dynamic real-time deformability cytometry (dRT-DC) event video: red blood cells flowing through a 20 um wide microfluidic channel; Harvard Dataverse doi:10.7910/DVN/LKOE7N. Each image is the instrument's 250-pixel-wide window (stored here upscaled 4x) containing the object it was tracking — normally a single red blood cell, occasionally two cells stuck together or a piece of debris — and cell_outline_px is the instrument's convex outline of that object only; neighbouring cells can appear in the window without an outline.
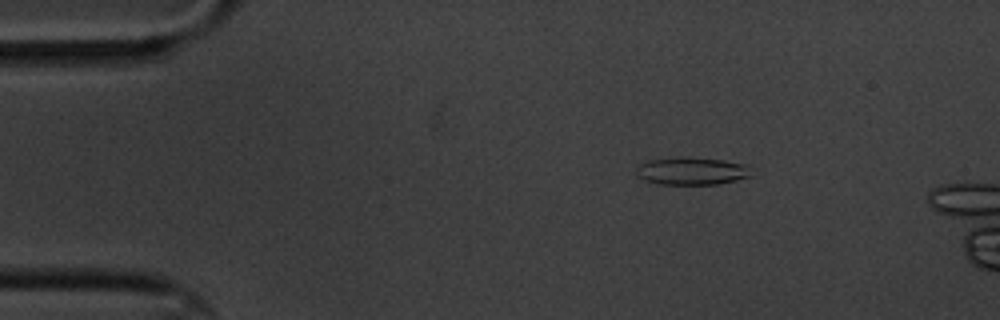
{"species": "common noctule bat (a hibernating species)", "species_latin": "Nyctalus noctula", "temperature_condition": "cold", "stored_images_in_passage": 5, "camera_frame_rate_fps": 3000, "um_per_image_px": 0.085, "animal": {"sex": "male", "body_mass_g": 20.1, "forearm_length_mm": 53.5}, "frame": {"image": 1, "passage_image": 3, "time_ms": 2.333, "image_size_px": [1000, 320], "cell_outline_px": [[752, 176], [736, 180], [716, 184], [660, 184], [644, 180], [636, 172], [636, 168], [640, 164], [648, 160], [724, 160], [748, 164]], "centroid_in_image_um": [58.86, 14.59], "position_along_channel_um": 26.1, "area_um2": 17.51}}